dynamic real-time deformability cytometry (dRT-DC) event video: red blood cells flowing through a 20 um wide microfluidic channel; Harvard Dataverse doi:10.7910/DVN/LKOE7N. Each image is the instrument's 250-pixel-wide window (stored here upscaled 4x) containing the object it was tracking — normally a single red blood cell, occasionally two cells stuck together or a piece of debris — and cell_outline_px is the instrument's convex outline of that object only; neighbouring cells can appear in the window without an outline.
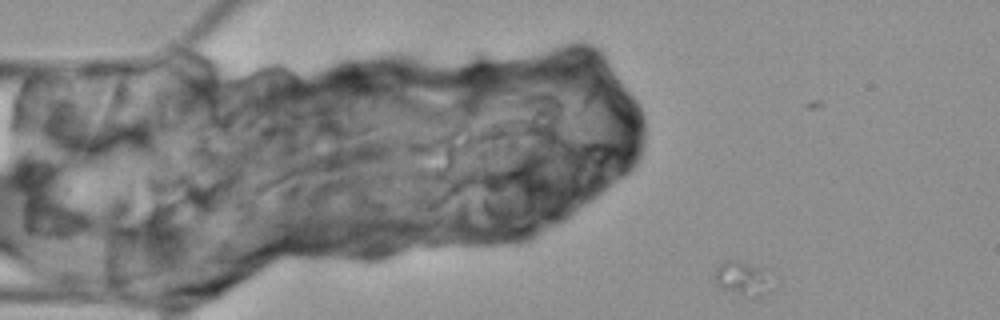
{"species": "Egyptian fruit bat (a non-hibernating species)", "species_latin": "Rousettus aegyptiacus", "temperature_condition": "cold", "stored_images_in_passage": 6, "camera_frame_rate_fps": 3000, "um_per_image_px": 0.085, "animal": {"sex": "female"}, "frame": {"image": 1, "passage_image": 3, "time_ms": 2.0, "image_size_px": [1000, 320], "cell_outline_px": [[772, 268], [768, 292], [760, 296], [752, 296], [724, 288], [716, 284], [716, 272], [720, 264], [732, 260]], "centroid_in_image_um": [63.24, 23.61], "position_along_channel_um": 21.8, "area_um2": 11.04}}